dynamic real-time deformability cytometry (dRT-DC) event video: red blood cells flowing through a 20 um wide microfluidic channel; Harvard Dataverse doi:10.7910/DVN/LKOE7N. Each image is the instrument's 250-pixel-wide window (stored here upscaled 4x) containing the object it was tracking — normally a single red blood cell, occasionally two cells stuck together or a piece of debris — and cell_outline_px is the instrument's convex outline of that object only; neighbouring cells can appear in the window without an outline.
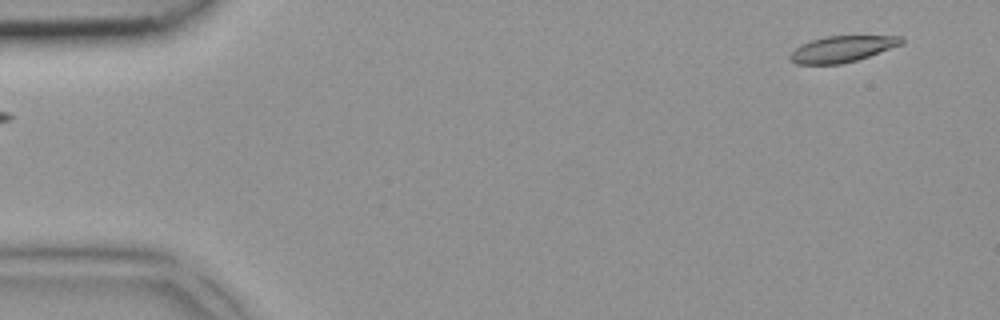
{"species": "common noctule bat (a hibernating species)", "species_latin": "Nyctalus noctula", "temperature_condition": "room temperature", "stored_images_in_passage": 3, "camera_frame_rate_fps": 3000, "um_per_image_px": 0.085, "animal": {"sex": "female", "body_mass_g": 18.4}, "frame": {"image": 1, "passage_image": 3, "time_ms": 0.667, "image_size_px": [1000, 320], "cell_outline_px": [[904, 44], [856, 60], [840, 64], [796, 64], [788, 60], [788, 56], [800, 44], [812, 40], [828, 36], [900, 36], [904, 40]], "centroid_in_image_um": [71.56, 4.17], "position_along_channel_um": 13.4, "area_um2": 16.94}}